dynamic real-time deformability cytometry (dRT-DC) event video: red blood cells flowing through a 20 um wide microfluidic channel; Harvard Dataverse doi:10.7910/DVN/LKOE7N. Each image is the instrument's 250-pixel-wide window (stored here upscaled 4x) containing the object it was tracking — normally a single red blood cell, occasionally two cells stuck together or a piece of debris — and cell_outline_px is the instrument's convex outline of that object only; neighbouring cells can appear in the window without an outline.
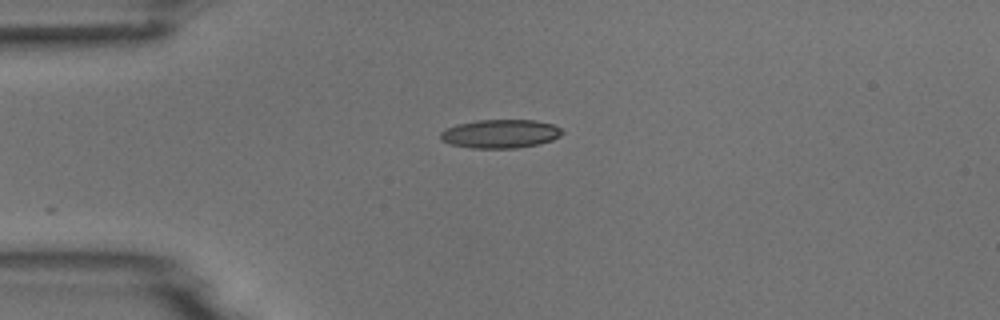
{"species": "common noctule bat (a hibernating species)", "species_latin": "Nyctalus noctula", "temperature_condition": "room temperature", "stored_images_in_passage": 3, "camera_frame_rate_fps": 3000, "um_per_image_px": 0.085, "animal": {"sex": "male", "body_mass_g": 18.8}, "frame": {"image": 1, "passage_image": 1, "time_ms": 0.0, "image_size_px": [1000, 320], "cell_outline_px": [[564, 132], [560, 136], [552, 140], [540, 144], [516, 148], [472, 148], [452, 144], [440, 140], [440, 132], [456, 124], [476, 120], [536, 120], [552, 124], [560, 128]], "centroid_in_image_um": [42.54, 11.37], "position_along_channel_um": 42.5, "area_um2": 20.35}}